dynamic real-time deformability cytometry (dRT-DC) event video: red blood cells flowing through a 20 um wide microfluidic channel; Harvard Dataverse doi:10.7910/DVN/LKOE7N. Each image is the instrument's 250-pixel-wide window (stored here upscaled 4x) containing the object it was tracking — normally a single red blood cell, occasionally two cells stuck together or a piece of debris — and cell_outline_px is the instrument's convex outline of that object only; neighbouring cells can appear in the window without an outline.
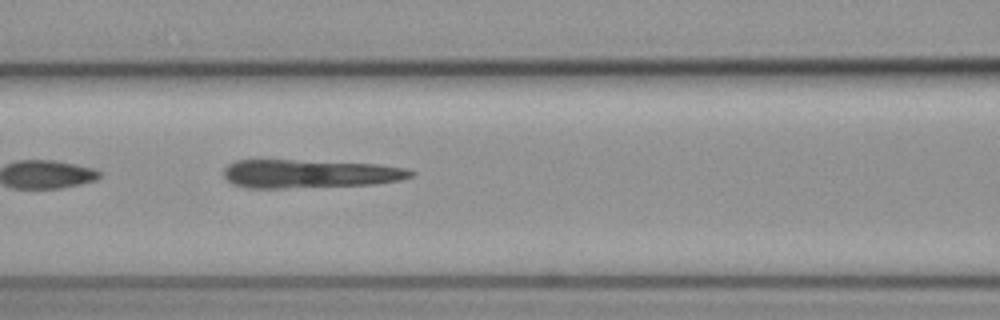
{"species": "common noctule bat (a hibernating species)", "species_latin": "Nyctalus noctula", "temperature_condition": "cold", "stored_images_in_passage": 5, "camera_frame_rate_fps": 3000, "um_per_image_px": 0.085, "animal": {"sex": "female", "body_mass_g": 19.3, "forearm_length_mm": 54.1}, "frame": {"image": 1, "passage_image": 5, "time_ms": 1.333, "image_size_px": [1000, 320], "cell_outline_px": [[416, 176], [400, 180], [376, 184], [284, 188], [244, 188], [232, 184], [224, 176], [224, 168], [228, 164], [236, 160], [292, 160], [376, 164], [404, 168], [416, 172]], "centroid_in_image_um": [26.32, 14.78], "position_along_channel_um": 140.3, "area_um2": 31.1}}